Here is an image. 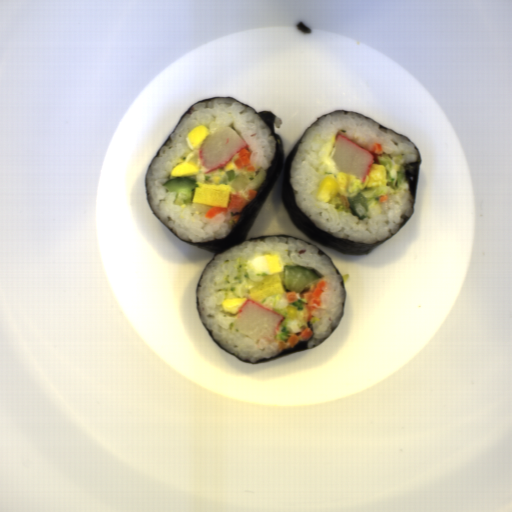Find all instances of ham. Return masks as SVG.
Listing matches in <instances>:
<instances>
[{
  "label": "ham",
  "instance_id": "1",
  "mask_svg": "<svg viewBox=\"0 0 512 512\" xmlns=\"http://www.w3.org/2000/svg\"><path fill=\"white\" fill-rule=\"evenodd\" d=\"M328 281L320 280L314 290L307 291L302 293L301 298H303L304 304L307 307V320L311 321L313 318L312 311L314 309H318L323 304V294L326 291V284Z\"/></svg>",
  "mask_w": 512,
  "mask_h": 512
},
{
  "label": "ham",
  "instance_id": "2",
  "mask_svg": "<svg viewBox=\"0 0 512 512\" xmlns=\"http://www.w3.org/2000/svg\"><path fill=\"white\" fill-rule=\"evenodd\" d=\"M257 193L258 191L251 188L244 191L243 194H245L248 197V199H246L242 194L230 192L226 207L228 213L232 210H243L248 203H250L253 199L256 198Z\"/></svg>",
  "mask_w": 512,
  "mask_h": 512
},
{
  "label": "ham",
  "instance_id": "3",
  "mask_svg": "<svg viewBox=\"0 0 512 512\" xmlns=\"http://www.w3.org/2000/svg\"><path fill=\"white\" fill-rule=\"evenodd\" d=\"M339 197H340V200L342 202V205L345 209H348L349 208V205H348V201L346 199V196H344L343 194H338Z\"/></svg>",
  "mask_w": 512,
  "mask_h": 512
}]
</instances>
